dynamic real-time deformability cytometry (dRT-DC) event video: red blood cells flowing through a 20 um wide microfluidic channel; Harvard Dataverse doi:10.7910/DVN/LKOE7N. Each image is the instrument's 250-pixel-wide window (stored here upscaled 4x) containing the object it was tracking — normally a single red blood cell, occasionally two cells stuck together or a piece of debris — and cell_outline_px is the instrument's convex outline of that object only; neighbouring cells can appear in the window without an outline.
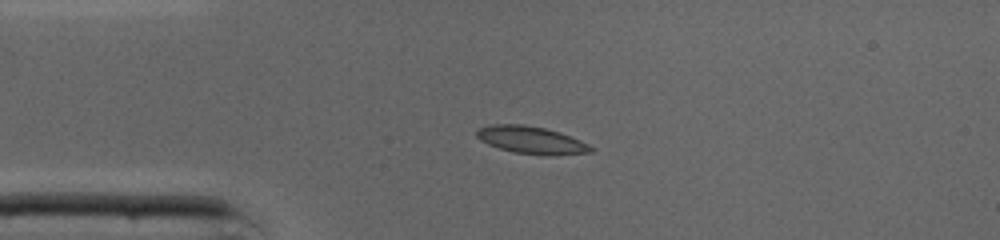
{"species": "common noctule bat (a hibernating species)", "species_latin": "Nyctalus noctula", "temperature_condition": "cold", "stored_images_in_passage": 36, "camera_frame_rate_fps": 3000, "um_per_image_px": 0.085, "animal": {"sex": "male", "body_mass_g": 19.0, "forearm_length_mm": 50.8}, "frame": {"image": 1, "passage_image": 1, "time_ms": 0.0, "image_size_px": [1000, 240], "cell_outline_px": [[596, 148], [592, 152], [548, 156], [544, 156], [512, 152], [488, 144], [480, 140], [476, 136], [476, 132], [480, 128], [492, 124], [524, 124], [544, 128], [560, 132], [580, 140]], "centroid_in_image_um": [45.19, 11.91], "position_along_channel_um": 39.8, "area_um2": 18.38}}
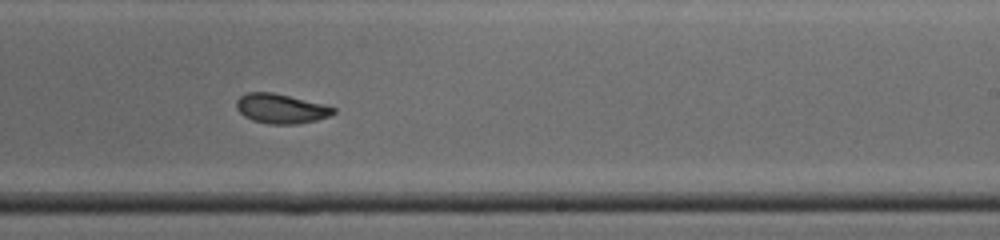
{"frame": {"image": 2, "passage_image": 18, "time_ms": 5.667, "image_size_px": [1000, 240], "cell_outline_px": [[336, 112], [328, 116], [316, 120], [296, 124], [268, 124], [252, 120], [244, 116], [236, 108], [236, 100], [240, 96], [248, 92], [272, 92], [324, 104], [336, 108]], "centroid_in_image_um": [23.87, 9.23], "position_along_channel_um": 265.1, "area_um2": 16.7}}
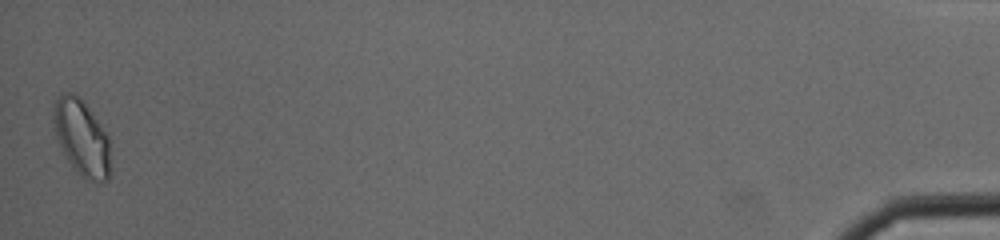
{"frame": {"image": 3, "passage_image": 36, "time_ms": 11.667, "image_size_px": [1000, 240], "cell_outline_px": [[108, 180], [92, 180], [80, 176], [68, 160], [56, 136], [52, 120], [52, 116], [56, 100], [60, 92], [68, 92], [80, 96], [108, 136]], "centroid_in_image_um": [6.89, 11.64], "position_along_channel_um": 428.3, "area_um2": 24.51}, "authors_computed_cell_mechanics": {"area_um2": 17.3111, "velocity_mm_per_s": 4.3417, "shape_relaxation_time_tau1_ms": 3.6121, "shape_relaxation_time_tau2_ms": 1.6897, "deformation_change_tau1": 0.1335, "deformation_change_tau2": 0.0583}}